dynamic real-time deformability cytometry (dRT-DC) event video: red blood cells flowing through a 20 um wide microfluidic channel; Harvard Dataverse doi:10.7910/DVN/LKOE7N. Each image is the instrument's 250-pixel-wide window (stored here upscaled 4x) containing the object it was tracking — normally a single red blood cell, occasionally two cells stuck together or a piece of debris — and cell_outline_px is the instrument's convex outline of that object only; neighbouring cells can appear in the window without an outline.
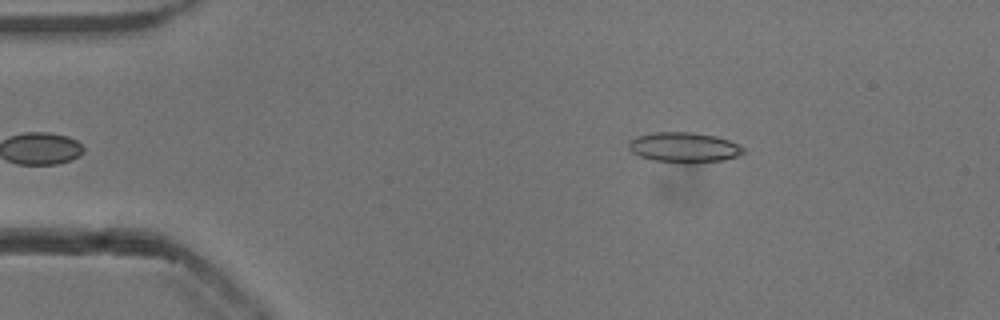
{"species": "common noctule bat (a hibernating species)", "species_latin": "Nyctalus noctula", "temperature_condition": "cold", "stored_images_in_passage": 45, "camera_frame_rate_fps": 3000, "um_per_image_px": 0.085, "animal": {"sex": "male", "body_mass_g": 13.3}, "frame": {"image": 1, "passage_image": 1, "time_ms": 0.0, "image_size_px": [1000, 320], "cell_outline_px": [[744, 152], [736, 156], [724, 160], [692, 164], [652, 160], [640, 156], [632, 152], [628, 148], [628, 144], [636, 136], [656, 132], [692, 132], [716, 136], [728, 140], [744, 148]], "centroid_in_image_um": [58.13, 12.54], "position_along_channel_um": 26.9, "area_um2": 20.17}}
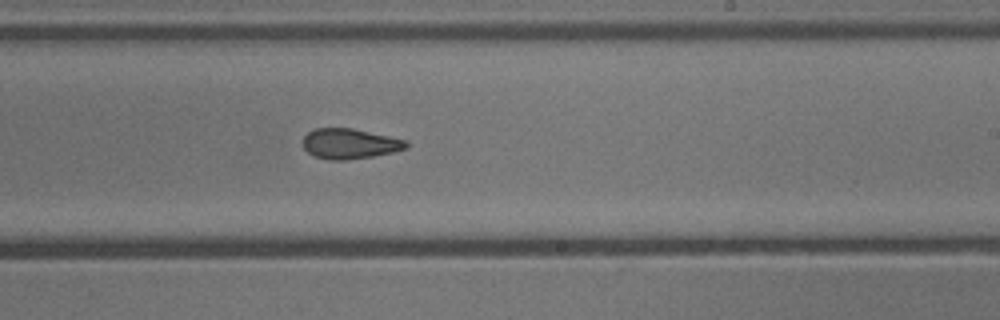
{"frame": {"image": 2, "passage_image": 24, "time_ms": 7.667, "image_size_px": [1000, 320], "cell_outline_px": [[408, 148], [396, 152], [348, 160], [328, 160], [312, 156], [304, 148], [300, 140], [308, 132], [316, 128], [352, 128], [388, 136], [404, 140], [408, 144]], "centroid_in_image_um": [29.68, 12.23], "position_along_channel_um": 259.3, "area_um2": 18.38}}
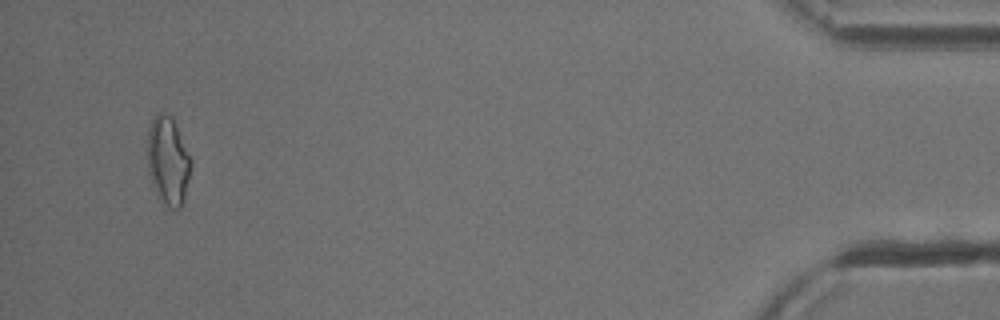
{"frame": {"image": 3, "passage_image": 43, "time_ms": 14.0, "image_size_px": [1000, 320], "cell_outline_px": [[192, 164], [184, 200], [180, 208], [172, 208], [156, 192], [152, 184], [148, 172], [148, 128], [152, 116], [156, 112], [160, 112], [172, 116], [192, 160]], "centroid_in_image_um": [14.28, 13.59], "position_along_channel_um": 420.9, "area_um2": 22.25}, "authors_computed_cell_mechanics": {"area_um2": 19.1318, "velocity_mm_per_s": 3.85, "shape_relaxation_time_tau1_ms": null, "shape_relaxation_time_tau2_ms": 2.588, "deformation_change_tau1": null, "deformation_change_tau2": 0.0923}}